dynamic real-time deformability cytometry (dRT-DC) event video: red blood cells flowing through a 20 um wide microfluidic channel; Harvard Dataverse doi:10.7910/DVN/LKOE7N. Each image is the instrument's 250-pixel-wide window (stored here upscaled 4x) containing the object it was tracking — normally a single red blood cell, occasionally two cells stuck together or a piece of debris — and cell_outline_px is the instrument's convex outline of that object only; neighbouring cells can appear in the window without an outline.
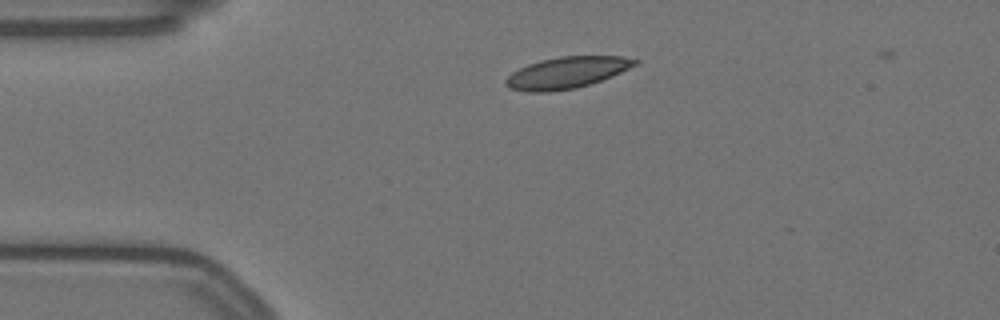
{"species": "Egyptian fruit bat (a non-hibernating species)", "species_latin": "Rousettus aegyptiacus", "temperature_condition": "warm", "stored_images_in_passage": 47, "camera_frame_rate_fps": 3000, "um_per_image_px": 0.085, "animal": {"sex": "female"}, "frame": {"image": 1, "passage_image": 2, "time_ms": 0.333, "image_size_px": [1000, 320], "cell_outline_px": [[640, 60], [636, 64], [612, 76], [576, 88], [548, 92], [528, 92], [508, 88], [504, 84], [504, 80], [512, 72], [528, 64], [540, 60], [560, 56], [624, 56]], "centroid_in_image_um": [48.13, 6.17], "position_along_channel_um": 36.9, "area_um2": 23.64}}
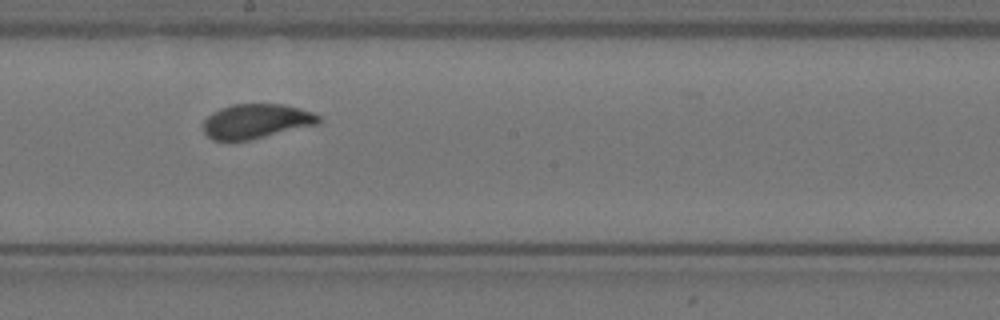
{"frame": {"image": 2, "passage_image": 21, "time_ms": 6.667, "image_size_px": [1000, 320], "cell_outline_px": [[320, 124], [248, 140], [212, 140], [204, 132], [204, 120], [212, 112], [220, 108], [232, 104], [284, 104], [300, 108], [312, 112], [320, 116]], "centroid_in_image_um": [21.79, 10.29], "position_along_channel_um": 226.4, "area_um2": 23.24}}
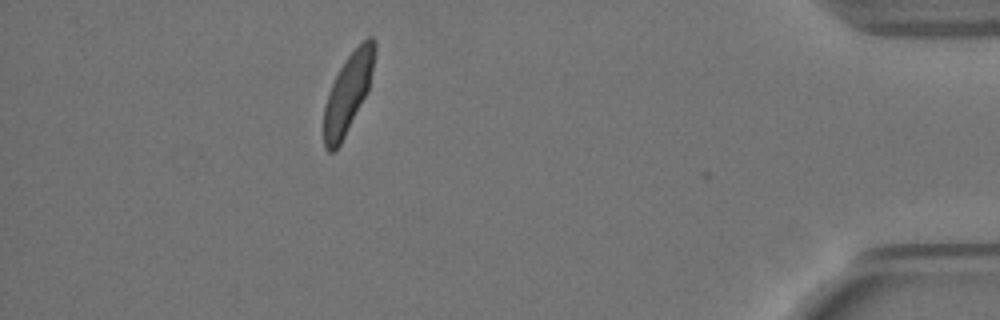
{"frame": {"image": 3, "passage_image": 41, "time_ms": 13.333, "image_size_px": [1000, 320], "cell_outline_px": [[376, 52], [368, 92], [340, 144], [332, 152], [328, 152], [324, 148], [324, 104], [328, 92], [340, 68], [348, 56], [368, 36], [372, 36], [376, 40]], "centroid_in_image_um": [29.59, 7.89], "position_along_channel_um": 405.6, "area_um2": 23.18}, "authors_computed_cell_mechanics": {"area_um2": 23.698, "velocity_mm_per_s": 3.4949, "shape_relaxation_time_tau1_ms": 2.8228, "shape_relaxation_time_tau2_ms": null, "deformation_change_tau1": 0.1248, "deformation_change_tau2": null}}